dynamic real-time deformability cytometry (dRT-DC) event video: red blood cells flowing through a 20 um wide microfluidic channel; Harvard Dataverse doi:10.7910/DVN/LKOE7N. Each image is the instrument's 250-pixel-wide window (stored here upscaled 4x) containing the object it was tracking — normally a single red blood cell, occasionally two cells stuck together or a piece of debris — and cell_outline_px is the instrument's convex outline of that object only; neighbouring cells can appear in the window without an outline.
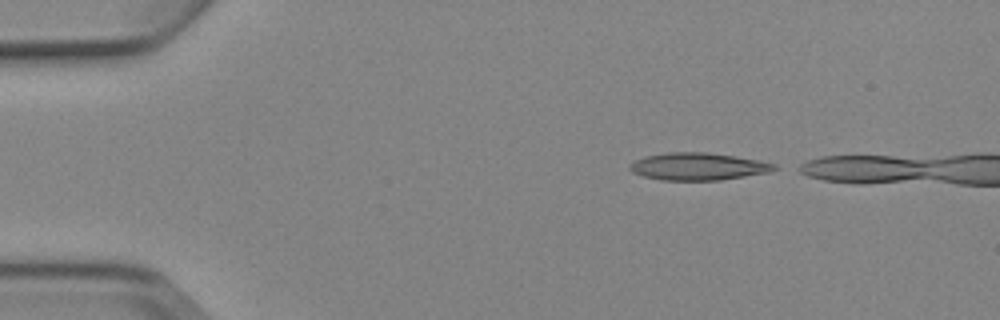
{"species": "Egyptian fruit bat (a non-hibernating species)", "species_latin": "Rousettus aegyptiacus", "temperature_condition": "cold", "stored_images_in_passage": 2, "camera_frame_rate_fps": 3000, "um_per_image_px": 0.085, "animal": {"sex": "female"}, "frame": {"image": 1, "passage_image": 1, "time_ms": 0.0, "image_size_px": [1000, 320], "cell_outline_px": [[780, 168], [768, 172], [720, 180], [660, 180], [644, 176], [632, 172], [628, 168], [628, 164], [644, 156], [668, 152], [708, 152], [760, 160], [776, 164]], "centroid_in_image_um": [59.33, 14.14], "position_along_channel_um": 25.7, "area_um2": 23.12}}